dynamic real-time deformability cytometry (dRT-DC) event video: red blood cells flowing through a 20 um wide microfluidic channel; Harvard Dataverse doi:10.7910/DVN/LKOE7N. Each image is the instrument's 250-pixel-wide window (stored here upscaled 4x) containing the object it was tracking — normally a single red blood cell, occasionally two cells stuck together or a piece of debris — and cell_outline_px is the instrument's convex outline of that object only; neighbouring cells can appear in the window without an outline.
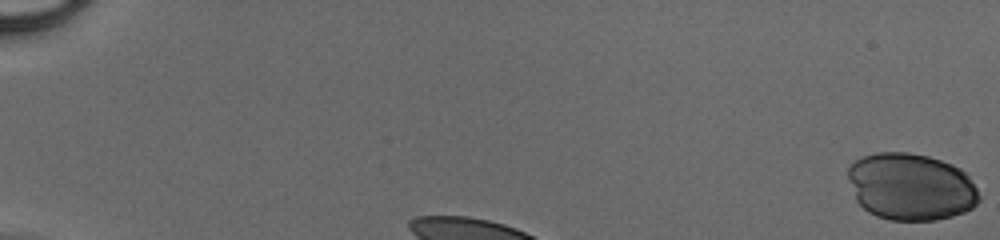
{"species": "human", "species_latin": "Homo sapiens", "temperature_condition": "cold", "stored_images_in_passage": 29, "camera_frame_rate_fps": 3000, "um_per_image_px": 0.085, "donor": {"sex": "male"}, "frame": {"image": 1, "passage_image": 1, "time_ms": 0.0, "image_size_px": [1000, 240], "cell_outline_px": [[980, 200], [972, 208], [964, 212], [952, 216], [936, 220], [888, 220], [876, 216], [868, 212], [856, 200], [848, 176], [848, 168], [856, 160], [864, 156], [876, 152], [908, 152], [928, 156], [952, 164], [960, 168], [968, 176], [976, 188], [980, 196]], "centroid_in_image_um": [77.43, 15.88], "position_along_channel_um": 7.6, "area_um2": 51.27}}
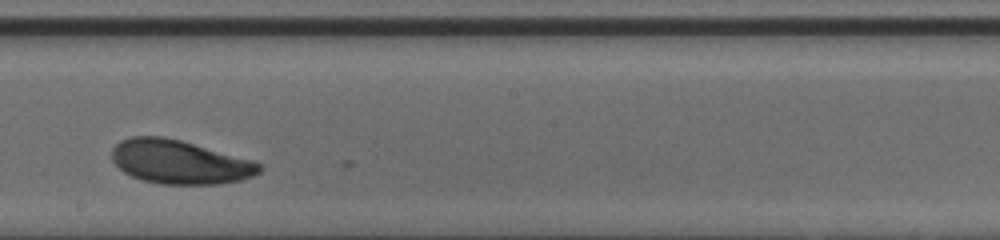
{"frame": {"image": 2, "passage_image": 18, "time_ms": 5.667, "image_size_px": [1000, 240], "cell_outline_px": [[260, 172], [252, 176], [240, 180], [216, 184], [160, 184], [140, 180], [124, 172], [112, 160], [112, 148], [120, 140], [128, 136], [164, 136], [180, 140], [256, 160], [260, 164]], "centroid_in_image_um": [15.26, 13.76], "position_along_channel_um": 232.9, "area_um2": 37.86}}
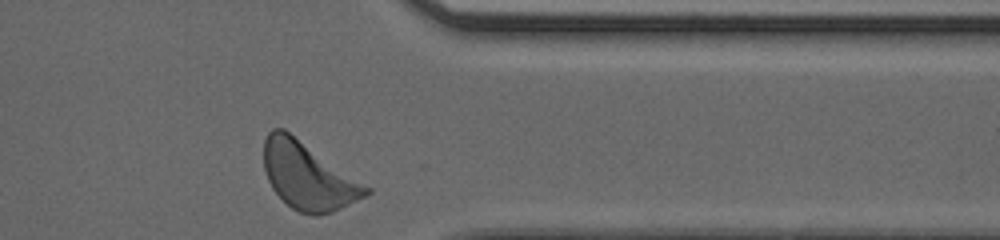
{"frame": {"image": 3, "passage_image": 29, "time_ms": 9.333, "image_size_px": [1000, 240], "cell_outline_px": [[372, 192], [332, 212], [316, 216], [312, 216], [300, 212], [292, 208], [272, 188], [268, 180], [264, 168], [264, 140], [268, 132], [272, 128], [284, 128], [372, 188]], "centroid_in_image_um": [26.18, 14.94], "position_along_channel_um": 385.2, "area_um2": 39.77}}